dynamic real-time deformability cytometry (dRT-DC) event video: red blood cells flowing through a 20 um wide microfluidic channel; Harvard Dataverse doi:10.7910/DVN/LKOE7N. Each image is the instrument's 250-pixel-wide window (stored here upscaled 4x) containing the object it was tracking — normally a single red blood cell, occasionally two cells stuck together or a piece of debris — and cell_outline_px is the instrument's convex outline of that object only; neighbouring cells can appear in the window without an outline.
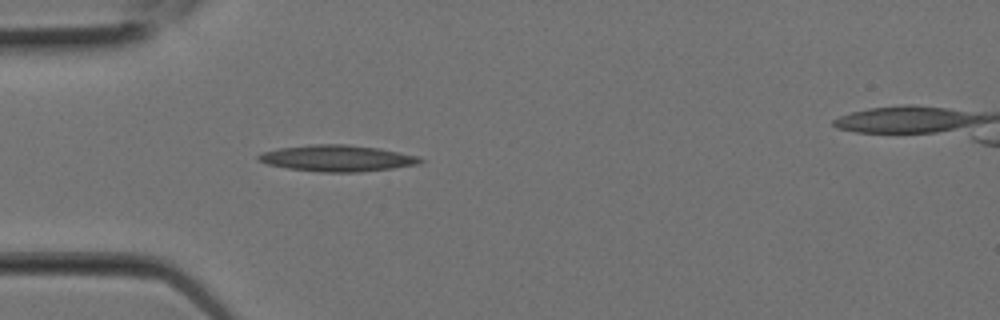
{"species": "Egyptian fruit bat (a non-hibernating species)", "species_latin": "Rousettus aegyptiacus", "temperature_condition": "room temperature", "stored_images_in_passage": 3, "camera_frame_rate_fps": 3000, "um_per_image_px": 0.085, "animal": {"sex": "female"}, "frame": {"image": 1, "passage_image": 2, "time_ms": 0.333, "image_size_px": [1000, 320], "cell_outline_px": [[424, 160], [420, 164], [392, 168], [360, 172], [320, 172], [288, 168], [268, 164], [256, 160], [256, 156], [264, 152], [276, 148], [312, 144], [348, 144], [380, 148], [420, 156]], "centroid_in_image_um": [28.68, 13.44], "position_along_channel_um": 56.3, "area_um2": 25.03}}